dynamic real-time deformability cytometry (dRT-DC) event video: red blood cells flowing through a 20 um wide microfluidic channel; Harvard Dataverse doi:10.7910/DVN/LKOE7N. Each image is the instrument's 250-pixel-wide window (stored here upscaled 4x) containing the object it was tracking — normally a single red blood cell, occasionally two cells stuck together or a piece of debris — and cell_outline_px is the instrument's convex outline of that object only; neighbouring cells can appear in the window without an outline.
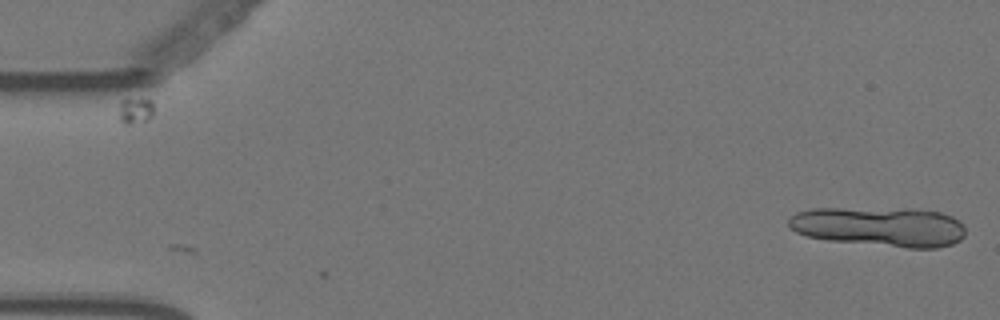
{"species": "Egyptian fruit bat (a non-hibernating species)", "species_latin": "Rousettus aegyptiacus", "temperature_condition": "warm", "stored_images_in_passage": 12, "camera_frame_rate_fps": 3000, "um_per_image_px": 0.085, "animal": {"sex": "female"}, "frame": {"image": 1, "passage_image": 1, "time_ms": 0.0, "image_size_px": [1000, 320], "cell_outline_px": [[964, 232], [956, 240], [948, 244], [928, 248], [916, 248], [840, 240], [812, 236], [800, 232], [792, 228], [796, 216], [804, 212], [936, 212], [948, 216], [956, 220], [960, 224]], "centroid_in_image_um": [74.97, 19.36], "position_along_channel_um": 10.0, "area_um2": 35.26}}